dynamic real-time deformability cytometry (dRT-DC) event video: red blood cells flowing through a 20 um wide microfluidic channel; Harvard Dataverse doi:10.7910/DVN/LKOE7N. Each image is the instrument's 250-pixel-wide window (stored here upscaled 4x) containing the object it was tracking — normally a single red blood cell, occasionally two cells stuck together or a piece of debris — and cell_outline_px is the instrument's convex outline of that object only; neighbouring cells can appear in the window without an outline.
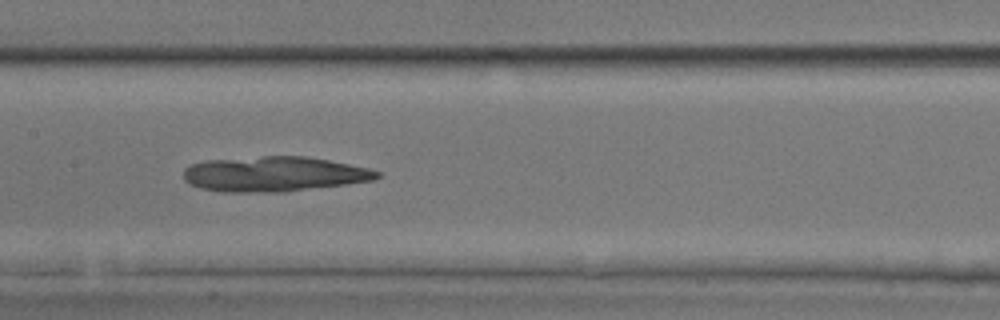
{"species": "common noctule bat (a hibernating species)", "species_latin": "Nyctalus noctula", "temperature_condition": "room temperature", "stored_images_in_passage": 44, "camera_frame_rate_fps": 3000, "um_per_image_px": 0.085, "animal": {"sex": "male", "body_mass_g": 17.9, "forearm_length_mm": 54.2}, "frame": {"image": 1, "passage_image": 25, "time_ms": 8.0, "image_size_px": [1000, 320], "cell_outline_px": [[380, 176], [372, 180], [344, 184], [284, 192], [220, 192], [200, 188], [184, 180], [184, 168], [192, 164], [208, 160], [264, 156], [308, 156], [368, 168], [380, 172]], "centroid_in_image_um": [23.27, 14.79], "position_along_channel_um": 184.1, "area_um2": 39.3}}
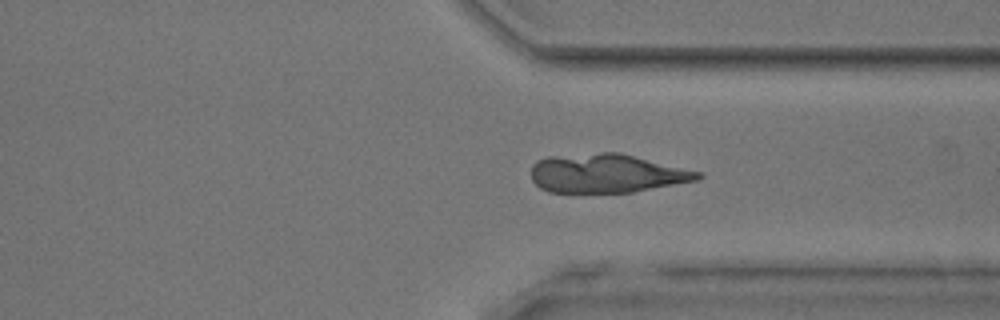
{"frame": {"image": 2, "passage_image": 38, "time_ms": 12.333, "image_size_px": [1000, 320], "cell_outline_px": [[704, 176], [696, 180], [632, 192], [548, 192], [540, 188], [532, 180], [532, 164], [536, 160], [548, 156], [600, 152], [620, 152], [704, 172]], "centroid_in_image_um": [51.58, 14.72], "position_along_channel_um": 359.8, "area_um2": 37.92}}
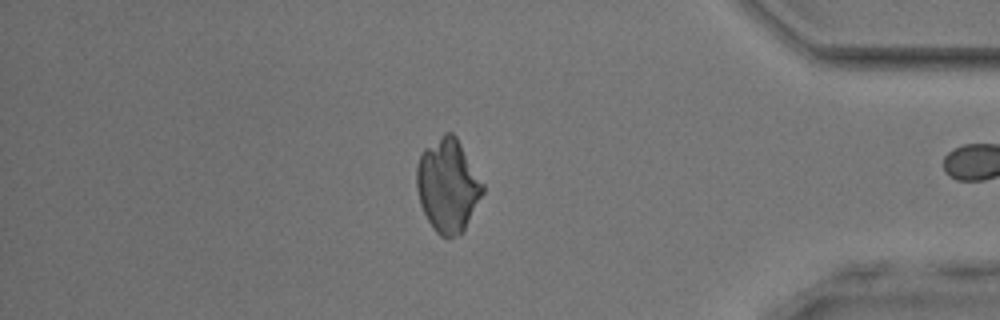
{"frame": {"image": 3, "passage_image": 43, "time_ms": 14.0, "image_size_px": [1000, 320], "cell_outline_px": [[484, 192], [464, 232], [460, 236], [440, 236], [432, 228], [420, 204], [416, 188], [416, 164], [420, 152], [424, 148], [444, 132], [452, 132], [456, 136], [484, 184]], "centroid_in_image_um": [38.05, 15.76], "position_along_channel_um": 397.1, "area_um2": 36.3}}